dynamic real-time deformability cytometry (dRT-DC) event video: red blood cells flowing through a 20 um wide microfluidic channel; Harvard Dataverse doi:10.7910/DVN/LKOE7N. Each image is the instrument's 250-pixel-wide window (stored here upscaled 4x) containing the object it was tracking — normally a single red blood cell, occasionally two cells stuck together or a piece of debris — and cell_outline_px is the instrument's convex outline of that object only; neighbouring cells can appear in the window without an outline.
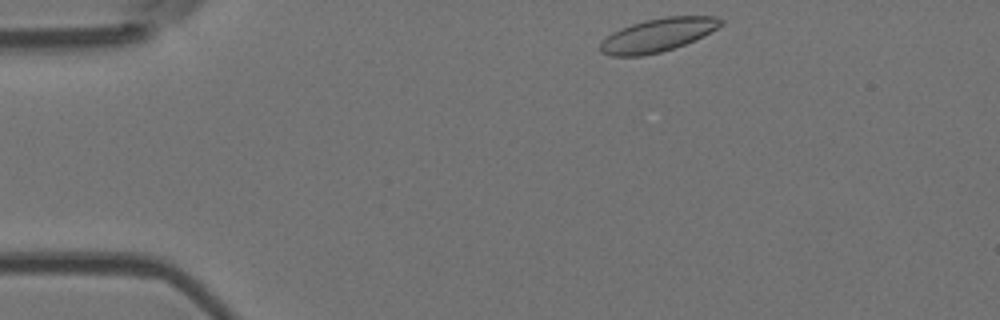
{"species": "Egyptian fruit bat (a non-hibernating species)", "species_latin": "Rousettus aegyptiacus", "temperature_condition": "room temperature", "stored_images_in_passage": 46, "camera_frame_rate_fps": 3000, "um_per_image_px": 0.085, "animal": {"sex": "female"}, "frame": {"image": 1, "passage_image": 1, "time_ms": 0.0, "image_size_px": [1000, 320], "cell_outline_px": [[724, 24], [684, 44], [660, 52], [640, 56], [608, 56], [600, 52], [600, 44], [612, 32], [620, 28], [644, 20], [668, 16], [716, 16], [724, 20]], "centroid_in_image_um": [55.88, 2.97], "position_along_channel_um": 29.1, "area_um2": 23.12}}
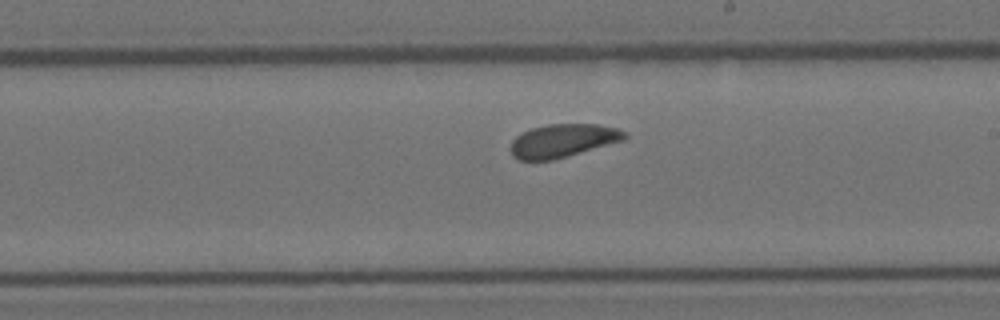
{"frame": {"image": 2, "passage_image": 23, "time_ms": 7.333, "image_size_px": [1000, 320], "cell_outline_px": [[628, 136], [624, 140], [568, 156], [552, 160], [520, 160], [512, 156], [508, 148], [512, 140], [516, 136], [532, 128], [548, 124], [596, 124], [620, 128], [628, 132]], "centroid_in_image_um": [47.85, 11.95], "position_along_channel_um": 241.1, "area_um2": 22.31}}
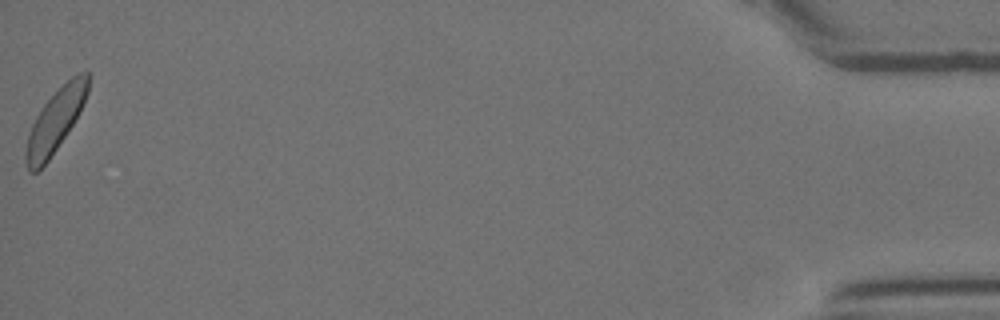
{"frame": {"image": 3, "passage_image": 46, "time_ms": 15.0, "image_size_px": [1000, 320], "cell_outline_px": [[88, 92], [80, 112], [48, 160], [36, 172], [28, 172], [24, 160], [24, 152], [28, 136], [32, 124], [40, 108], [76, 72], [88, 72]], "centroid_in_image_um": [4.68, 10.28], "position_along_channel_um": 430.5, "area_um2": 22.2}, "authors_computed_cell_mechanics": {"area_um2": 22.831, "velocity_mm_per_s": 3.7217, "shape_relaxation_time_tau1_ms": 1.3641, "shape_relaxation_time_tau2_ms": 6.5104, "deformation_change_tau1": 0.0701, "deformation_change_tau2": 0.1156}}